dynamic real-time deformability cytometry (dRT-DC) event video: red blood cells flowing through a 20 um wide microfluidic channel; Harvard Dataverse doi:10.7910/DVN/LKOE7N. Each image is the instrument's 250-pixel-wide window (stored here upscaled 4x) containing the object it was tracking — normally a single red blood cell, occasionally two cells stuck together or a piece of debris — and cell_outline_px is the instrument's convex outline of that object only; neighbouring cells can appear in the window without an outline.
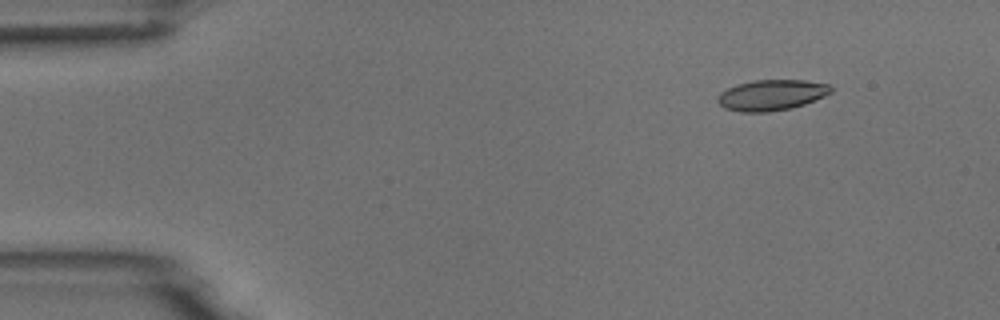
{"species": "common noctule bat (a hibernating species)", "species_latin": "Nyctalus noctula", "temperature_condition": "room temperature", "stored_images_in_passage": 3, "camera_frame_rate_fps": 3000, "um_per_image_px": 0.085, "animal": {"sex": "male", "body_mass_g": 18.8}, "frame": {"image": 1, "passage_image": 1, "time_ms": 0.0, "image_size_px": [1000, 320], "cell_outline_px": [[832, 92], [824, 96], [804, 104], [792, 108], [768, 112], [740, 112], [724, 108], [716, 100], [720, 92], [736, 84], [756, 80], [804, 80], [832, 84]], "centroid_in_image_um": [65.59, 8.08], "position_along_channel_um": 19.4, "area_um2": 20.4}}